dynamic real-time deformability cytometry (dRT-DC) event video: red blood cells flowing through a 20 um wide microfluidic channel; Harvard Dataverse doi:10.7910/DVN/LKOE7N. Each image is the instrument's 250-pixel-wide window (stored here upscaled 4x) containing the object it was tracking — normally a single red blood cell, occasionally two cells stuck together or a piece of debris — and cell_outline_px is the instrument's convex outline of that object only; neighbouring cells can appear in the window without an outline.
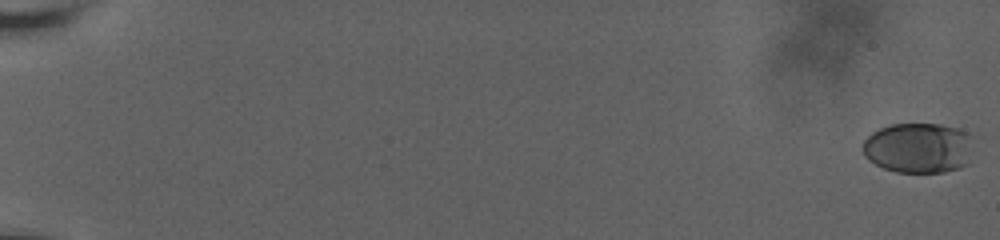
{"species": "human", "species_latin": "Homo sapiens", "temperature_condition": "room temperature", "stored_images_in_passage": 57, "camera_frame_rate_fps": 3000, "um_per_image_px": 0.085, "donor": {"sex": "male"}, "frame": {"image": 1, "passage_image": 1, "time_ms": 0.0, "image_size_px": [1000, 240], "cell_outline_px": [[972, 136], [968, 164], [960, 168], [944, 172], [896, 172], [884, 168], [868, 160], [864, 156], [860, 148], [864, 140], [872, 132], [880, 128], [892, 124], [940, 124], [960, 128]], "centroid_in_image_um": [78.05, 12.57], "position_along_channel_um": 7.0, "area_um2": 32.77}}
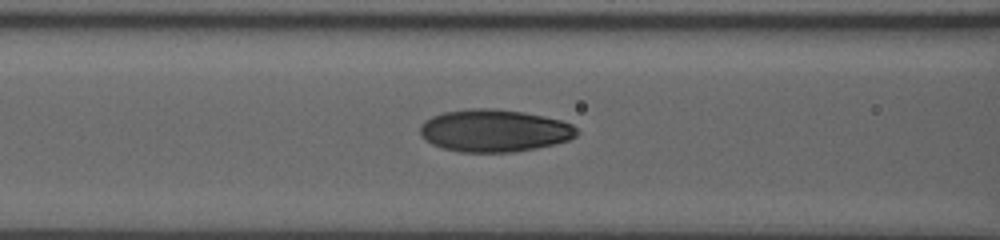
{"frame": {"image": 2, "passage_image": 28, "time_ms": 9.667, "image_size_px": [1000, 240], "cell_outline_px": [[580, 132], [576, 136], [568, 140], [536, 148], [512, 152], [460, 152], [444, 148], [432, 144], [424, 140], [420, 136], [420, 124], [424, 120], [432, 116], [444, 112], [468, 108], [496, 108], [524, 112], [544, 116], [560, 120], [572, 124]], "centroid_in_image_um": [41.99, 11.09], "position_along_channel_um": 124.6, "area_um2": 38.96}}
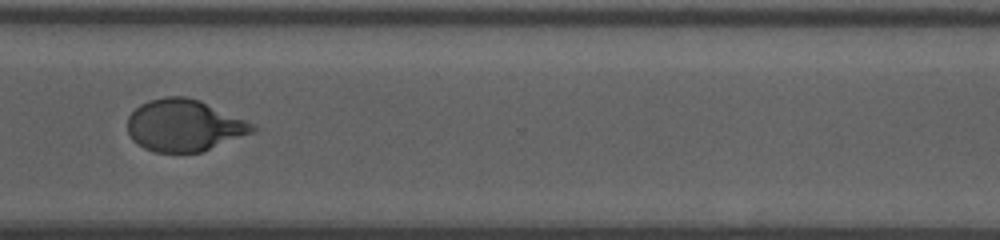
{"frame": {"image": 3, "passage_image": 56, "time_ms": 16.0, "image_size_px": [1000, 240], "cell_outline_px": [[260, 128], [252, 132], [204, 152], [156, 152], [144, 148], [132, 140], [128, 132], [128, 116], [140, 104], [148, 100], [164, 96], [188, 96], [200, 100], [244, 120]], "centroid_in_image_um": [15.62, 10.66], "position_along_channel_um": 355.0, "area_um2": 37.69}}